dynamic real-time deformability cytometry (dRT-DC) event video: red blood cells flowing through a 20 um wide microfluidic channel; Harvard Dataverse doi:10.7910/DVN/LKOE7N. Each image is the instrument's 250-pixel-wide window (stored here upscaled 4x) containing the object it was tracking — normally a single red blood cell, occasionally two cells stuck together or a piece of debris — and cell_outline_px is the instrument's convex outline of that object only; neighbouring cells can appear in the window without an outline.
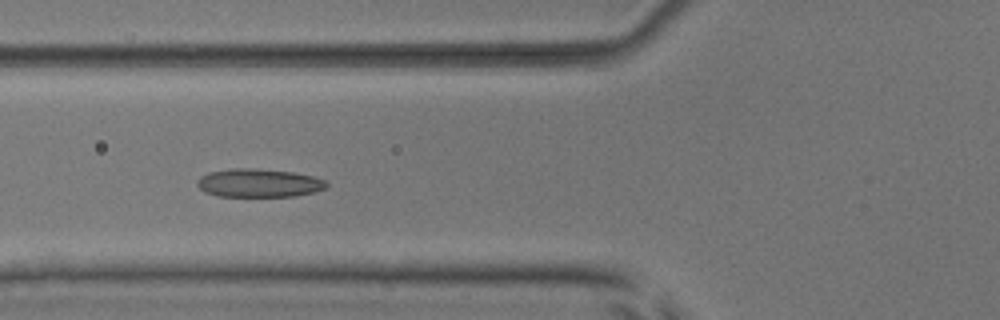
{"species": "common noctule bat (a hibernating species)", "species_latin": "Nyctalus noctula", "temperature_condition": "room temperature", "stored_images_in_passage": 47, "camera_frame_rate_fps": 3000, "um_per_image_px": 0.085, "animal": {"sex": "male", "body_mass_g": 17.9, "forearm_length_mm": 54.2}, "frame": {"image": 1, "passage_image": 20, "time_ms": 6.333, "image_size_px": [1000, 320], "cell_outline_px": [[328, 184], [324, 188], [312, 192], [296, 196], [216, 196], [204, 192], [196, 184], [196, 180], [200, 176], [208, 172], [232, 168], [256, 168], [292, 172], [312, 176], [324, 180]], "centroid_in_image_um": [21.93, 15.55], "position_along_channel_um": 103.9, "area_um2": 21.39}, "authors_computed_cell_mechanics": {"area_um2": 21.0392, "velocity_mm_per_s": 3.7949, "shape_relaxation_time_tau1_ms": 4.6862, "shape_relaxation_time_tau2_ms": 2.2553, "deformation_change_tau1": 0.1219, "deformation_change_tau2": 0.0793}}